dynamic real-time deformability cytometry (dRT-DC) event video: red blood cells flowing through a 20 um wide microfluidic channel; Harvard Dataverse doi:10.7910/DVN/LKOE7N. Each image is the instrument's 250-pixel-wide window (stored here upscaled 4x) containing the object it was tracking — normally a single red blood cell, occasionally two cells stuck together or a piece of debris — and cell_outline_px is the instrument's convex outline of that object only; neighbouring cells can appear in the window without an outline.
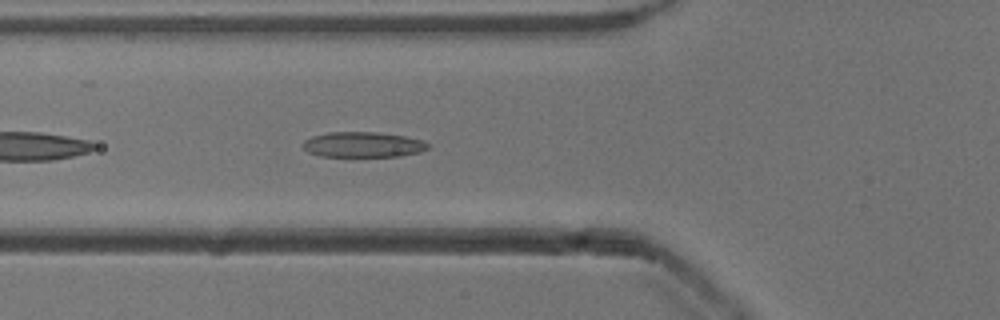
{"species": "common noctule bat (a hibernating species)", "species_latin": "Nyctalus noctula", "temperature_condition": "cold", "stored_images_in_passage": 17, "camera_frame_rate_fps": 3000, "um_per_image_px": 0.085, "animal": {"sex": "male", "body_mass_g": 13.3}, "frame": {"image": 1, "passage_image": 3, "time_ms": 0.667, "image_size_px": [1000, 320], "cell_outline_px": [[428, 148], [420, 152], [400, 156], [320, 156], [308, 152], [300, 144], [304, 140], [312, 136], [328, 132], [376, 132], [404, 136], [424, 140], [428, 144]], "centroid_in_image_um": [30.83, 12.29], "position_along_channel_um": 95.0, "area_um2": 18.5}}
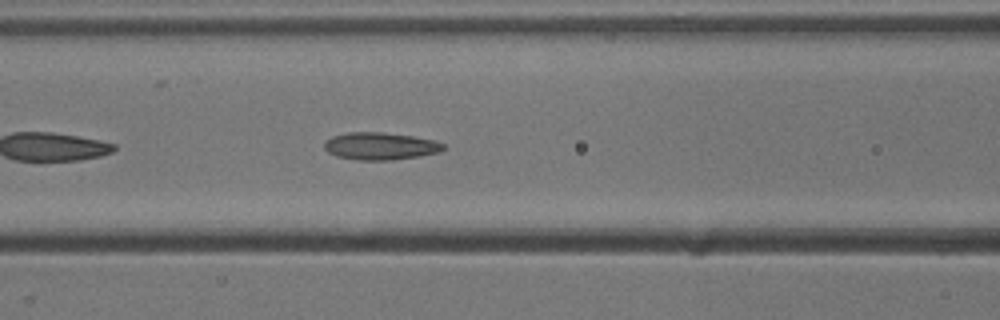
{"frame": {"image": 2, "passage_image": 6, "time_ms": 1.667, "image_size_px": [1000, 320], "cell_outline_px": [[444, 148], [440, 152], [420, 156], [392, 160], [360, 160], [336, 156], [328, 152], [324, 148], [324, 144], [332, 136], [348, 132], [384, 132], [412, 136], [436, 140], [444, 144]], "centroid_in_image_um": [32.35, 12.41], "position_along_channel_um": 134.3, "area_um2": 19.02}}
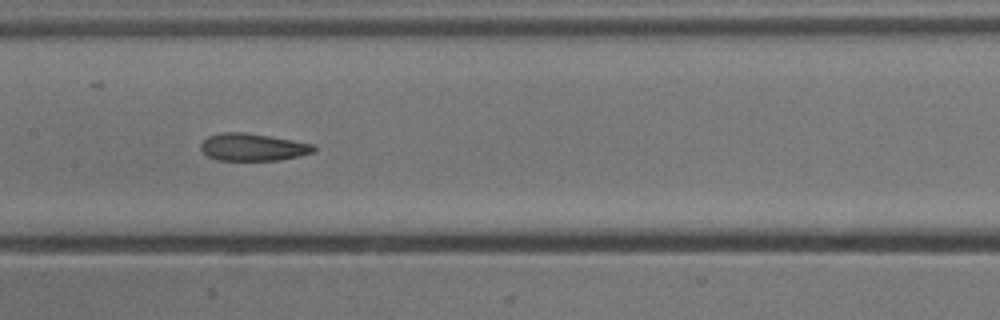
{"frame": {"image": 3, "passage_image": 10, "time_ms": 3.0, "image_size_px": [1000, 320], "cell_outline_px": [[316, 148], [312, 152], [300, 156], [280, 160], [216, 160], [208, 156], [200, 148], [200, 144], [208, 136], [220, 132], [244, 132], [316, 144]], "centroid_in_image_um": [21.49, 12.5], "position_along_channel_um": 185.9, "area_um2": 18.03}}